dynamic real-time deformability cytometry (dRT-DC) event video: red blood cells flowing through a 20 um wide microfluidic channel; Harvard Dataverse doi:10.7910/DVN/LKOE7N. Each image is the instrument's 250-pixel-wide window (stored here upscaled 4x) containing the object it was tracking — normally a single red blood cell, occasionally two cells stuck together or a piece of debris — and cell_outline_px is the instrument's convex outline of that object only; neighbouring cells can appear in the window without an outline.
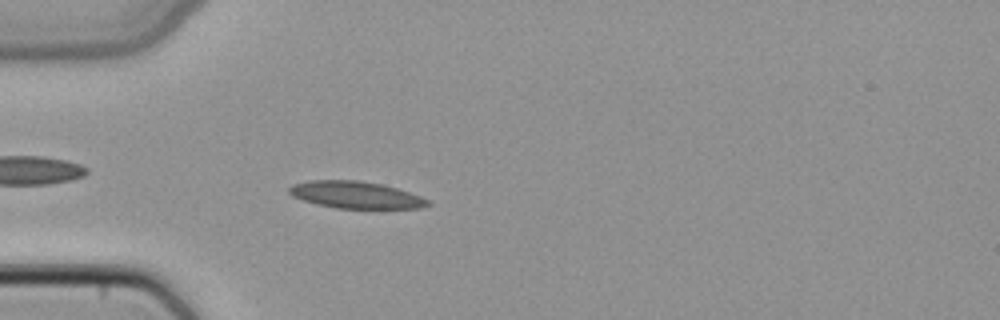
{"species": "common noctule bat (a hibernating species)", "species_latin": "Nyctalus noctula", "temperature_condition": "cold", "stored_images_in_passage": 4, "camera_frame_rate_fps": 3000, "um_per_image_px": 0.085, "animal": {"sex": "female", "body_mass_g": 22.7, "forearm_length_mm": 54.2}, "frame": {"image": 1, "passage_image": 4, "time_ms": 1.0, "image_size_px": [1000, 320], "cell_outline_px": [[432, 204], [420, 208], [336, 208], [316, 204], [292, 196], [288, 192], [288, 188], [292, 184], [308, 180], [360, 180], [380, 184], [396, 188], [420, 196], [428, 200]], "centroid_in_image_um": [30.2, 16.56], "position_along_channel_um": 54.8, "area_um2": 21.73}}